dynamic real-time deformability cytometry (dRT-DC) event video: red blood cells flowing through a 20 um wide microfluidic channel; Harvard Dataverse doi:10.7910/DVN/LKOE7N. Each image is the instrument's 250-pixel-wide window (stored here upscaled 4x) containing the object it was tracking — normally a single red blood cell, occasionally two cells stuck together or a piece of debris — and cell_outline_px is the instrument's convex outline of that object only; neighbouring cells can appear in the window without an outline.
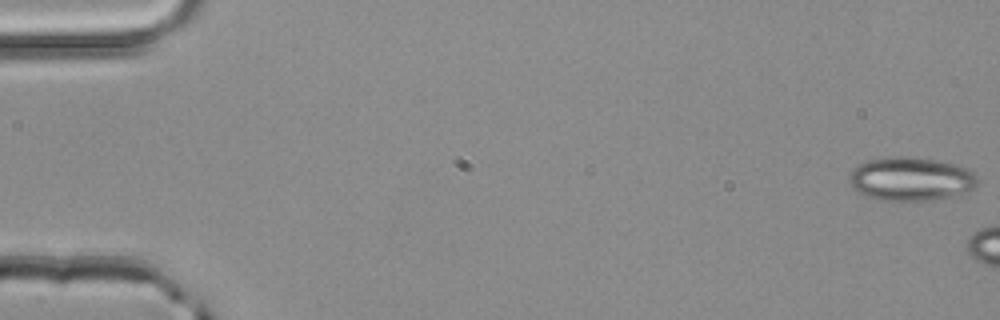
{"species": "common noctule bat (a hibernating species)", "species_latin": "Nyctalus noctula", "temperature_condition": "room temperature", "stored_images_in_passage": 3, "camera_frame_rate_fps": 3000, "um_per_image_px": 0.085, "animal": {"sex": "male", "body_mass_g": 20.4}, "frame": {"image": 1, "passage_image": 1, "time_ms": 0.0, "image_size_px": [1000, 320], "cell_outline_px": [[976, 188], [968, 192], [952, 196], [928, 200], [880, 200], [856, 192], [852, 188], [852, 168], [868, 160], [884, 156], [912, 156], [936, 160], [956, 164], [972, 172], [976, 176]], "centroid_in_image_um": [77.43, 15.2], "position_along_channel_um": 7.6, "area_um2": 32.54}}